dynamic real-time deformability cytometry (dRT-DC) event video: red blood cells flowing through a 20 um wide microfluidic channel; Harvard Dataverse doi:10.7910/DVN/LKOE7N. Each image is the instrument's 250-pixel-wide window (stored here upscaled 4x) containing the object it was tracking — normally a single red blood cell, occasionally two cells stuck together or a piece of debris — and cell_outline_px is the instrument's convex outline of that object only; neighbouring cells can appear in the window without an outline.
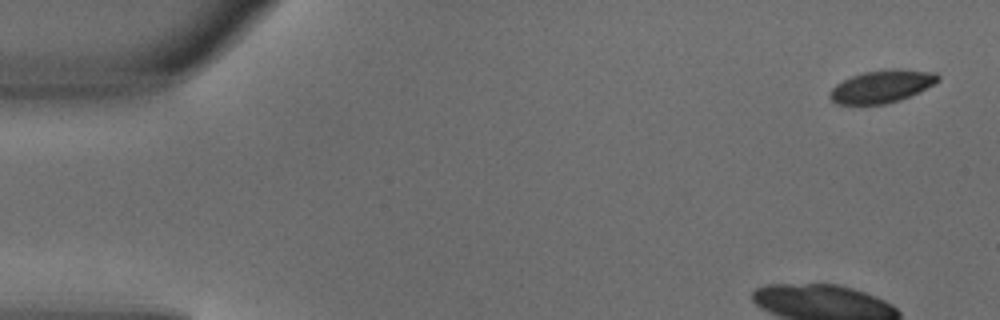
{"species": "common noctule bat (a hibernating species)", "species_latin": "Nyctalus noctula", "temperature_condition": "warm", "stored_images_in_passage": 5, "camera_frame_rate_fps": 3000, "um_per_image_px": 0.085, "animal": {"sex": "male", "body_mass_g": 18.8}, "frame": {"image": 1, "passage_image": 1, "time_ms": 0.0, "image_size_px": [1000, 320], "cell_outline_px": [[940, 80], [900, 100], [884, 104], [836, 104], [828, 96], [828, 92], [836, 84], [852, 76], [864, 72], [884, 68], [900, 68], [936, 72], [940, 76]], "centroid_in_image_um": [74.93, 7.32], "position_along_channel_um": 10.1, "area_um2": 20.58}}
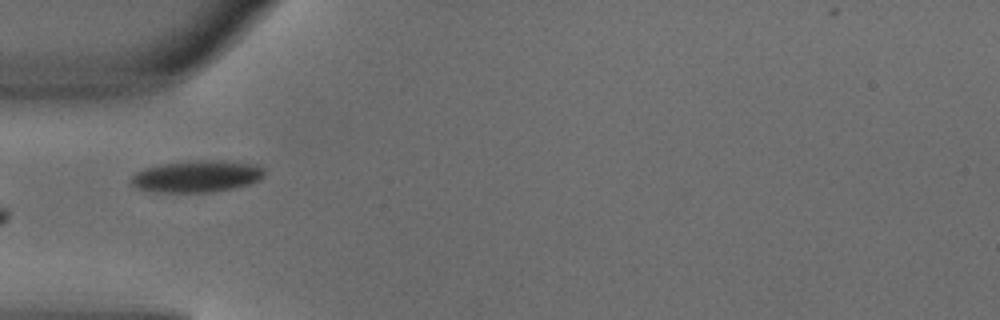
{"frame": {"image": 2, "passage_image": 5, "time_ms": 1.333, "image_size_px": [1000, 320], "cell_outline_px": [[264, 176], [260, 180], [248, 184], [232, 188], [208, 192], [156, 192], [136, 188], [132, 184], [132, 176], [136, 172], [144, 168], [160, 164], [196, 160], [224, 160], [256, 164], [264, 168]], "centroid_in_image_um": [16.75, 14.97], "position_along_channel_um": 68.3, "area_um2": 24.74}}